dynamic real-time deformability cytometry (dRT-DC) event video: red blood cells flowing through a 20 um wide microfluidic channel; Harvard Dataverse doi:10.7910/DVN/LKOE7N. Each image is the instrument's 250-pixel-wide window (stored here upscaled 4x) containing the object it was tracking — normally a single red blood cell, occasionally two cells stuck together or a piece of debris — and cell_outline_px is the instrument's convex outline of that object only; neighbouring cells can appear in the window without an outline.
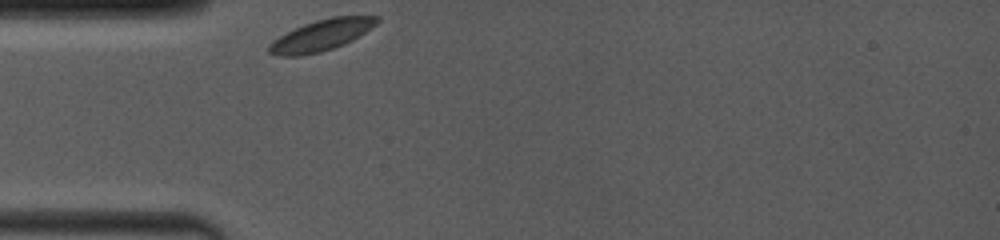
{"species": "common noctule bat (a hibernating species)", "species_latin": "Nyctalus noctula", "temperature_condition": "room temperature", "stored_images_in_passage": 21, "camera_frame_rate_fps": 4000, "um_per_image_px": 0.085, "animal": {"sex": "female", "body_mass_g": 19.0, "forearm_length_mm": 53.3}, "frame": {"image": 1, "passage_image": 1, "time_ms": 0.0, "image_size_px": [1000, 240], "cell_outline_px": [[380, 20], [376, 24], [352, 40], [344, 44], [320, 52], [300, 56], [280, 56], [268, 52], [268, 44], [272, 40], [304, 24], [316, 20], [332, 16], [380, 16]], "centroid_in_image_um": [27.3, 2.99], "position_along_channel_um": 57.7, "area_um2": 19.36}}
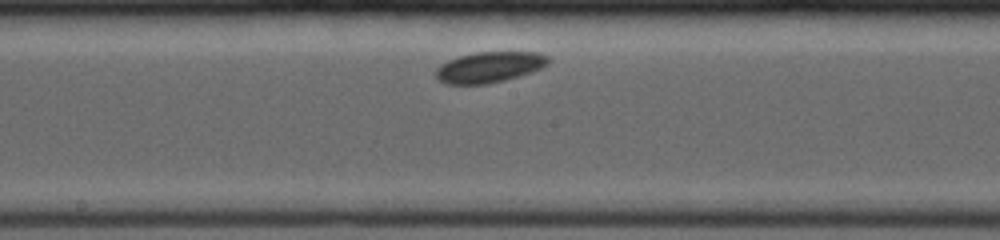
{"frame": {"image": 2, "passage_image": 10, "time_ms": 4.25, "image_size_px": [1000, 240], "cell_outline_px": [[548, 64], [532, 72], [504, 80], [484, 84], [444, 84], [436, 76], [436, 68], [440, 64], [448, 60], [460, 56], [476, 52], [540, 52], [548, 56]], "centroid_in_image_um": [41.59, 5.7], "position_along_channel_um": 206.6, "area_um2": 20.06}}
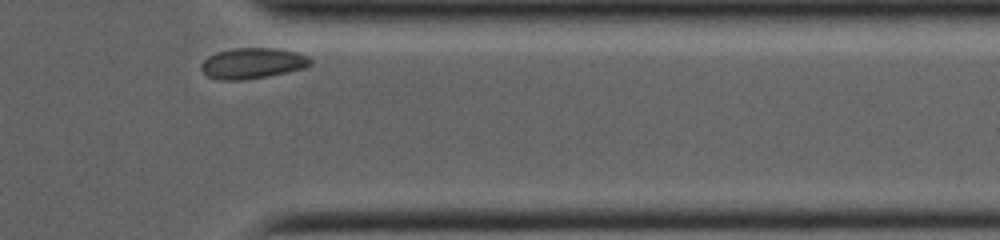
{"frame": {"image": 3, "passage_image": 21, "time_ms": 9.25, "image_size_px": [1000, 240], "cell_outline_px": [[312, 64], [308, 68], [268, 76], [240, 80], [216, 80], [208, 76], [200, 68], [200, 64], [208, 56], [216, 52], [232, 48], [276, 48], [296, 52], [308, 56], [312, 60]], "centroid_in_image_um": [21.48, 5.38], "position_along_channel_um": 389.9, "area_um2": 19.83}}